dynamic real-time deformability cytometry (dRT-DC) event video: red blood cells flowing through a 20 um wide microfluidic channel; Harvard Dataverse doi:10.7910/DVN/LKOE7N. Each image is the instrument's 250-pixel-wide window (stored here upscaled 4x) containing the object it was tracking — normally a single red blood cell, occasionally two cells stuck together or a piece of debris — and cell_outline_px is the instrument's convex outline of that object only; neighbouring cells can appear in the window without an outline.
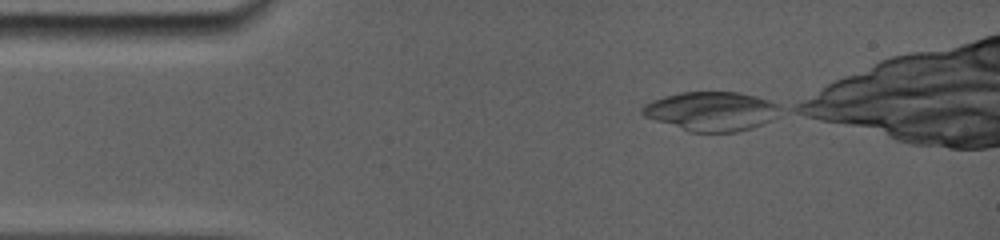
{"species": "common noctule bat (a hibernating species)", "species_latin": "Nyctalus noctula", "temperature_condition": "room temperature", "stored_images_in_passage": 10, "camera_frame_rate_fps": 5000, "um_per_image_px": 0.085, "animal": {"sex": "female", "body_mass_g": 19.0, "forearm_length_mm": 56.7}, "frame": {"image": 1, "passage_image": 1, "time_ms": 0.0, "image_size_px": [1000, 240], "cell_outline_px": [[780, 108], [768, 120], [760, 124], [748, 128], [732, 132], [692, 132], [644, 116], [640, 112], [640, 108], [644, 104], [652, 100], [664, 96], [680, 92], [740, 92], [756, 96], [768, 100], [776, 104]], "centroid_in_image_um": [60.38, 9.43], "position_along_channel_um": 24.6, "area_um2": 30.81}}
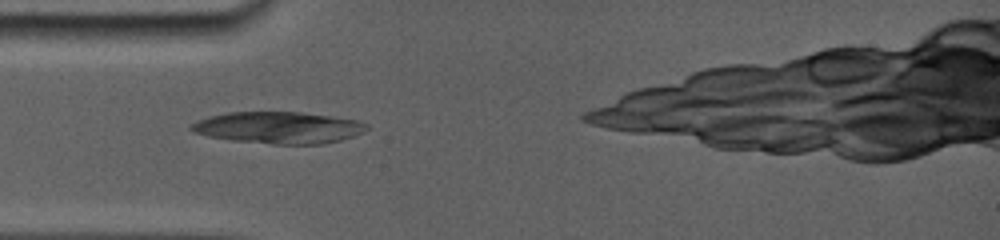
{"frame": {"image": 2, "passage_image": 10, "time_ms": 2.4, "image_size_px": [1000, 240], "cell_outline_px": [[364, 124], [352, 136], [340, 140], [320, 144], [276, 144], [236, 140], [212, 136], [196, 132], [192, 128], [192, 124], [200, 120], [212, 116], [228, 112], [300, 112], [356, 120]], "centroid_in_image_um": [23.63, 10.84], "position_along_channel_um": 61.4, "area_um2": 31.04}}